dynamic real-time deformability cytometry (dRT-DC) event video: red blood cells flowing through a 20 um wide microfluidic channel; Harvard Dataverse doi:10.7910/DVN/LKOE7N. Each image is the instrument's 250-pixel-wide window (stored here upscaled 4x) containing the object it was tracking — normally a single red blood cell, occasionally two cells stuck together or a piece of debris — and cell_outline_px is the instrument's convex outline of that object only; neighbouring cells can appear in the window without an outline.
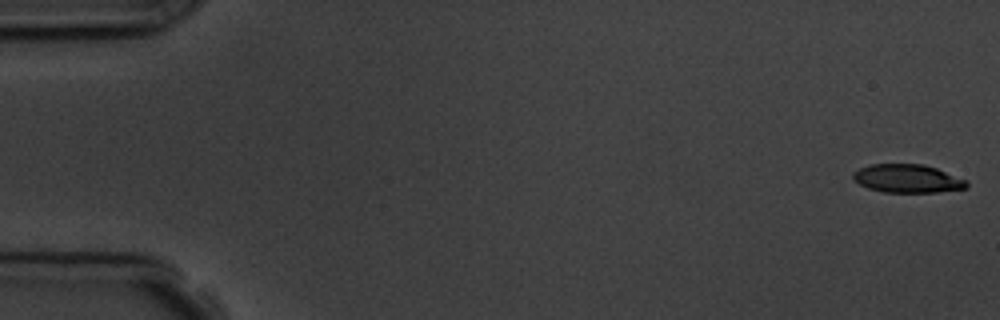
{"species": "common noctule bat (a hibernating species)", "species_latin": "Nyctalus noctula", "temperature_condition": "room temperature", "stored_images_in_passage": 7, "camera_frame_rate_fps": 3000, "um_per_image_px": 0.085, "animal": {"sex": "male", "body_mass_g": 19.5, "forearm_length_mm": 54.6}, "frame": {"image": 1, "passage_image": 1, "time_ms": 0.0, "image_size_px": [1000, 320], "cell_outline_px": [[968, 188], [936, 192], [884, 192], [868, 188], [860, 184], [852, 176], [852, 172], [868, 164], [924, 164], [936, 168], [968, 180]], "centroid_in_image_um": [77.15, 15.17], "position_along_channel_um": 7.8, "area_um2": 18.79}}
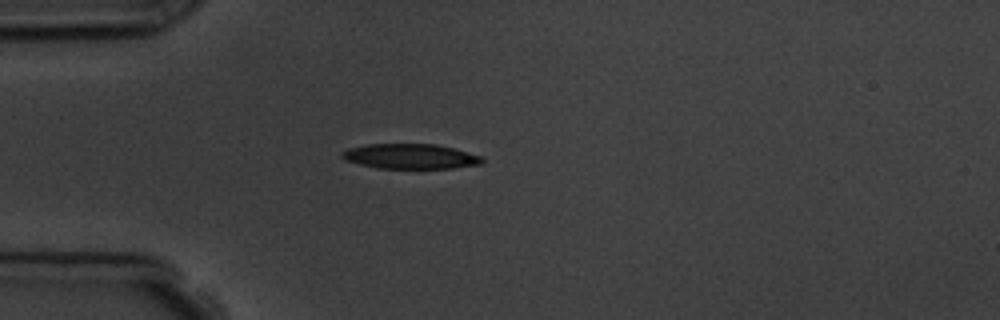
{"frame": {"image": 2, "passage_image": 5, "time_ms": 4.667, "image_size_px": [1000, 320], "cell_outline_px": [[484, 160], [480, 164], [452, 168], [376, 168], [344, 160], [340, 156], [340, 152], [348, 148], [368, 144], [436, 144], [452, 148], [480, 156]], "centroid_in_image_um": [34.81, 13.29], "position_along_channel_um": 50.2, "area_um2": 20.29}}